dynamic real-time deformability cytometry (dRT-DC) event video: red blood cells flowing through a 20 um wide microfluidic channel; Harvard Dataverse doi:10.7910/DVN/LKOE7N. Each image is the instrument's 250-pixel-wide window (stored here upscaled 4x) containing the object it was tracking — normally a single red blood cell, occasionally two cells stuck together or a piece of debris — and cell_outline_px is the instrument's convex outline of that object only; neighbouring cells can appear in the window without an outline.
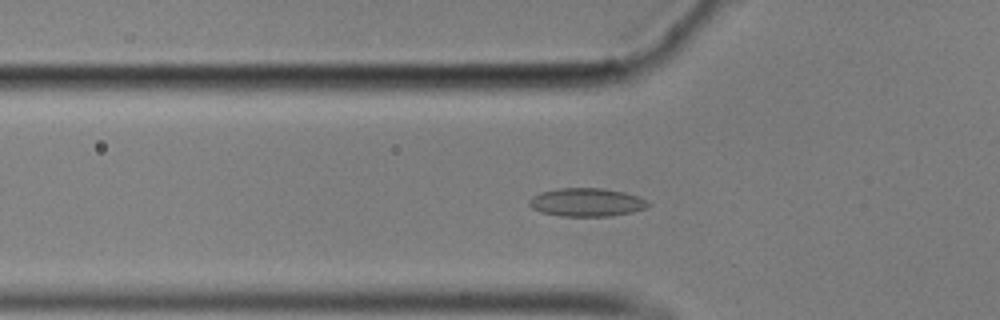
{"species": "common noctule bat (a hibernating species)", "species_latin": "Nyctalus noctula", "temperature_condition": "cold", "stored_images_in_passage": 47, "camera_frame_rate_fps": 3000, "um_per_image_px": 0.085, "animal": {"sex": "male", "body_mass_g": 17.9}, "frame": {"image": 1, "passage_image": 19, "time_ms": 6.0, "image_size_px": [1000, 320], "cell_outline_px": [[648, 204], [644, 208], [632, 212], [608, 216], [560, 216], [540, 212], [532, 208], [528, 204], [528, 200], [532, 196], [540, 192], [556, 188], [604, 188], [624, 192], [648, 200]], "centroid_in_image_um": [49.8, 17.19], "position_along_channel_um": 76.0, "area_um2": 19.65}}
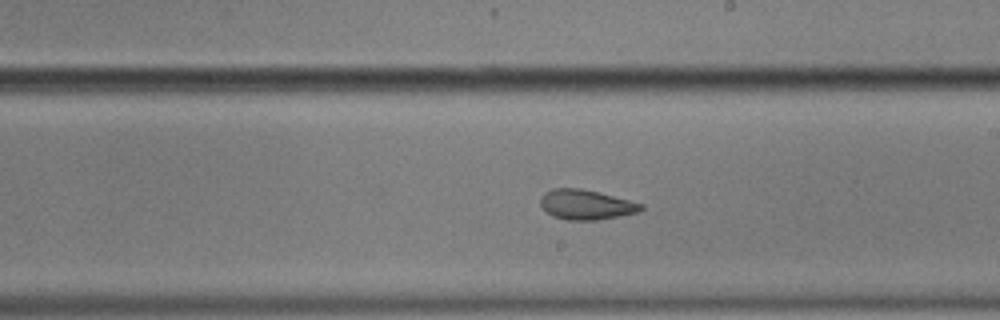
{"frame": {"image": 2, "passage_image": 33, "time_ms": 10.667, "image_size_px": [1000, 320], "cell_outline_px": [[644, 208], [640, 212], [596, 220], [568, 220], [552, 216], [540, 204], [540, 196], [544, 192], [552, 188], [580, 188], [644, 204]], "centroid_in_image_um": [49.8, 17.39], "position_along_channel_um": 239.2, "area_um2": 17.4}}
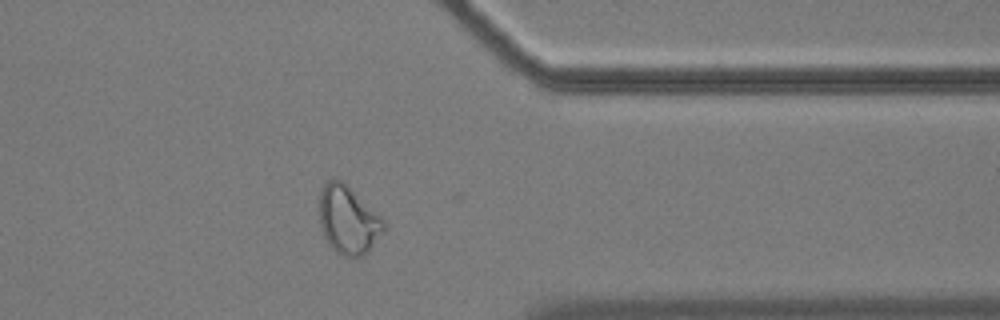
{"frame": {"image": 3, "passage_image": 46, "time_ms": 15.0, "image_size_px": [1000, 320], "cell_outline_px": [[384, 228], [364, 256], [340, 256], [328, 244], [324, 236], [320, 224], [320, 192], [324, 184], [328, 180], [340, 180], [380, 216], [384, 220]], "centroid_in_image_um": [29.55, 18.73], "position_along_channel_um": 381.8, "area_um2": 24.8}, "authors_computed_cell_mechanics": {"area_um2": 18.496, "velocity_mm_per_s": 3.4783, "shape_relaxation_time_tau1_ms": null, "shape_relaxation_time_tau2_ms": 1.6147, "deformation_change_tau1": null, "deformation_change_tau2": 0.0735}}